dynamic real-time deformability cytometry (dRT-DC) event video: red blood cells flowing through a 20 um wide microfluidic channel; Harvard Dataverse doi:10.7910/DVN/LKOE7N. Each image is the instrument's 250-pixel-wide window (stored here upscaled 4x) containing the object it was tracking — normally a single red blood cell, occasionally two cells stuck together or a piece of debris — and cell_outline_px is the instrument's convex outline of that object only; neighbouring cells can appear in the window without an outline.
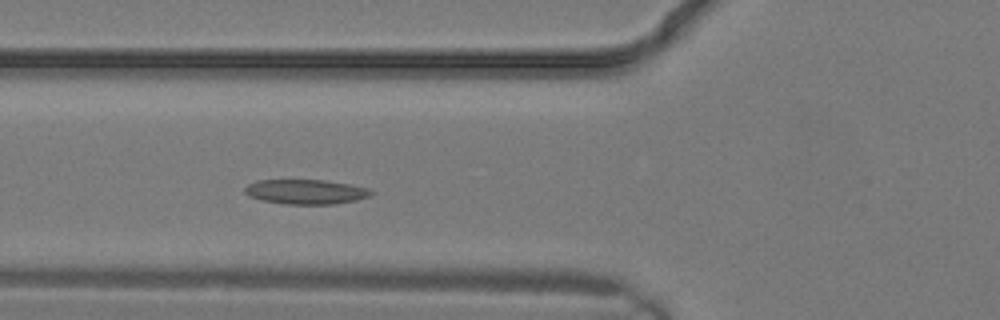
{"species": "common noctule bat (a hibernating species)", "species_latin": "Nyctalus noctula", "temperature_condition": "warm", "stored_images_in_passage": 7, "camera_frame_rate_fps": 3000, "um_per_image_px": 0.085, "animal": {"sex": "male", "body_mass_g": 19.2, "forearm_length_mm": 51.8}, "frame": {"image": 1, "passage_image": 7, "time_ms": 2.0, "image_size_px": [1000, 320], "cell_outline_px": [[372, 192], [368, 196], [356, 200], [332, 204], [288, 204], [264, 200], [248, 196], [244, 192], [244, 188], [248, 184], [256, 180], [324, 180], [348, 184], [368, 188]], "centroid_in_image_um": [25.95, 16.29], "position_along_channel_um": 99.9, "area_um2": 17.92}}